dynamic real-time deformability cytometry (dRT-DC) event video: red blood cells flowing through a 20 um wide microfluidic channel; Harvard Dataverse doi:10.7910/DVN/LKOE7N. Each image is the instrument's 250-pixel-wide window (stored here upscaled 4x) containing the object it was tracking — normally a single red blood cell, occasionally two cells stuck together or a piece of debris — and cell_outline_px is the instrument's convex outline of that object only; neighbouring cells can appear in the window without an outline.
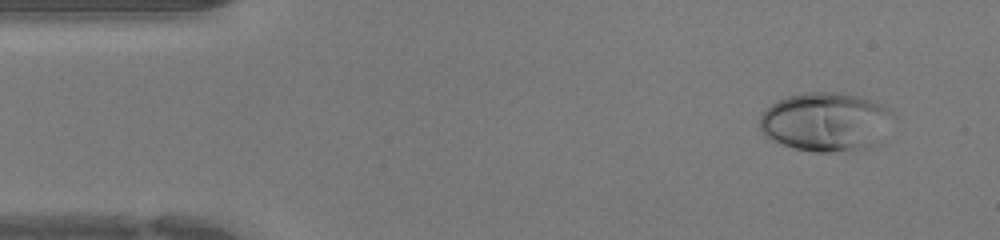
{"species": "human", "species_latin": "Homo sapiens", "temperature_condition": "warm", "stored_images_in_passage": 42, "camera_frame_rate_fps": 3000, "um_per_image_px": 0.085, "donor": {"sex": "female"}, "frame": {"image": 1, "passage_image": 2, "time_ms": 0.333, "image_size_px": [1000, 240], "cell_outline_px": [[896, 116], [872, 148], [856, 152], [816, 152], [792, 148], [772, 140], [764, 136], [760, 128], [760, 116], [772, 104], [788, 96], [804, 92], [836, 92], [864, 96], [876, 100], [884, 104]], "centroid_in_image_um": [70.25, 10.36], "position_along_channel_um": 14.8, "area_um2": 46.59}}
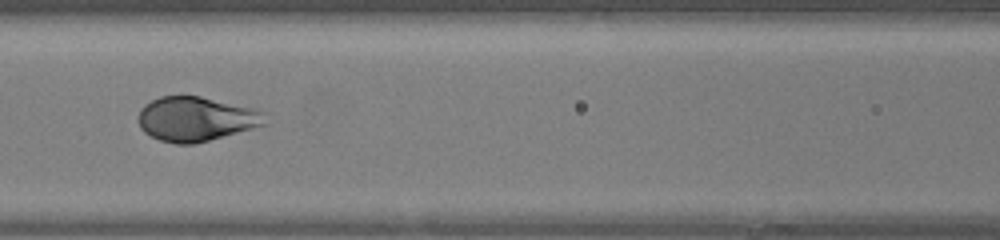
{"frame": {"image": 2, "passage_image": 17, "time_ms": 5.333, "image_size_px": [1000, 240], "cell_outline_px": [[264, 124], [252, 128], [208, 140], [192, 144], [176, 144], [160, 140], [144, 132], [140, 128], [136, 120], [140, 108], [144, 104], [160, 96], [200, 96], [256, 108], [260, 112]], "centroid_in_image_um": [16.56, 10.1], "position_along_channel_um": 150.0, "area_um2": 32.54}}
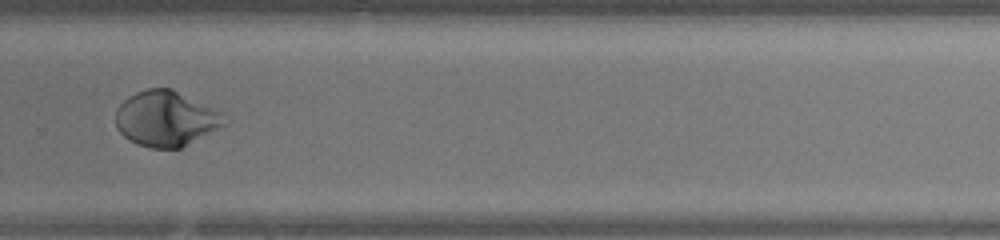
{"frame": {"image": 3, "passage_image": 28, "time_ms": 9.0, "image_size_px": [1000, 240], "cell_outline_px": [[224, 124], [180, 148], [152, 148], [140, 144], [124, 136], [116, 128], [116, 108], [128, 96], [136, 92], [148, 88], [172, 88], [224, 112]], "centroid_in_image_um": [14.08, 10.05], "position_along_channel_um": 315.7, "area_um2": 34.74}}